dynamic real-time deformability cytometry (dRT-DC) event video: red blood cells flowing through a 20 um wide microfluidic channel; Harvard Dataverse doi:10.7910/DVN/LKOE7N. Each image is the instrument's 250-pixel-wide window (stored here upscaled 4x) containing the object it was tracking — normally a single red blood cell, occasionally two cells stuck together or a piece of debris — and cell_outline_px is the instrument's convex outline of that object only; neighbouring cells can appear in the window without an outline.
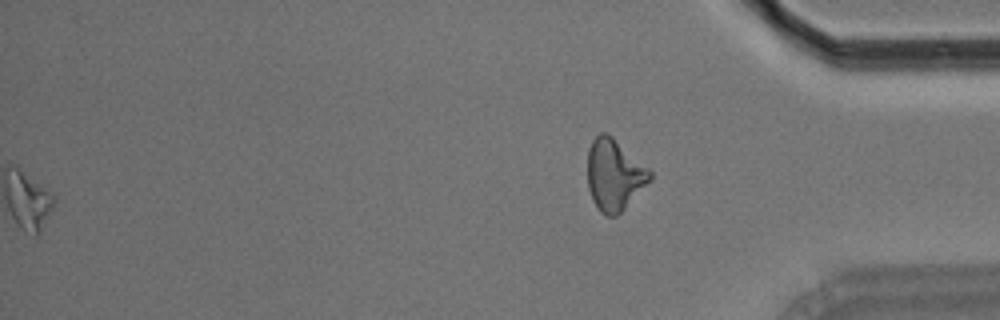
{"species": "Egyptian fruit bat (a non-hibernating species)", "species_latin": "Rousettus aegyptiacus", "temperature_condition": "room temperature", "stored_images_in_passage": 44, "segment_of_instrument_passage": [2, 2], "camera_frame_rate_fps": 3000, "um_per_image_px": 0.085, "animal": {"sex": "male"}, "frame": {"image": 1, "passage_image": 44, "time_ms": 14.333, "image_size_px": [1000, 320], "cell_outline_px": [[652, 180], [616, 216], [608, 216], [600, 212], [592, 200], [588, 188], [588, 148], [592, 140], [600, 132], [604, 132], [612, 136], [648, 168], [652, 172]], "centroid_in_image_um": [52.2, 14.86], "position_along_channel_um": 383.0, "area_um2": 25.84}}